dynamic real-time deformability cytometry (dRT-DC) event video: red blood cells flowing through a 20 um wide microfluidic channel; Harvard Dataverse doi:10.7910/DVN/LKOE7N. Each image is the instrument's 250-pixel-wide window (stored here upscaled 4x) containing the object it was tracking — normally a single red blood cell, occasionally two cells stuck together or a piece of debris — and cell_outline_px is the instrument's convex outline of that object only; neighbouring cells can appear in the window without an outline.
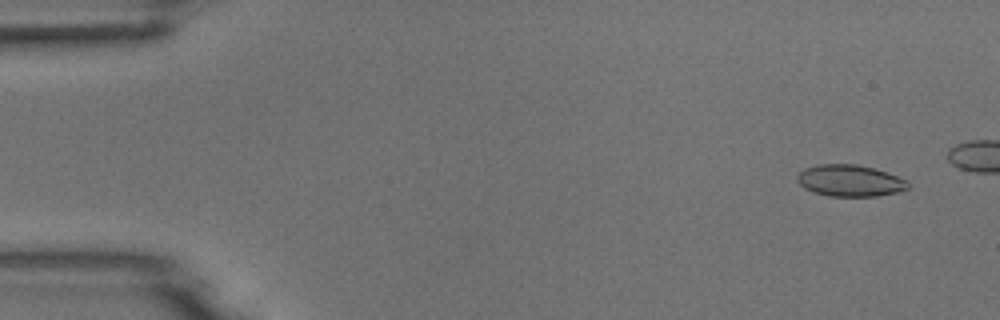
{"species": "common noctule bat (a hibernating species)", "species_latin": "Nyctalus noctula", "temperature_condition": "room temperature", "stored_images_in_passage": 8, "camera_frame_rate_fps": 3000, "um_per_image_px": 0.085, "animal": {"sex": "male", "body_mass_g": 18.8}, "frame": {"image": 1, "passage_image": 1, "time_ms": 0.0, "image_size_px": [1000, 320], "cell_outline_px": [[908, 188], [896, 192], [876, 196], [828, 196], [812, 192], [804, 188], [796, 180], [796, 176], [804, 168], [820, 164], [856, 164], [876, 168], [888, 172], [904, 180], [908, 184]], "centroid_in_image_um": [72.19, 15.35], "position_along_channel_um": 12.8, "area_um2": 20.4}}
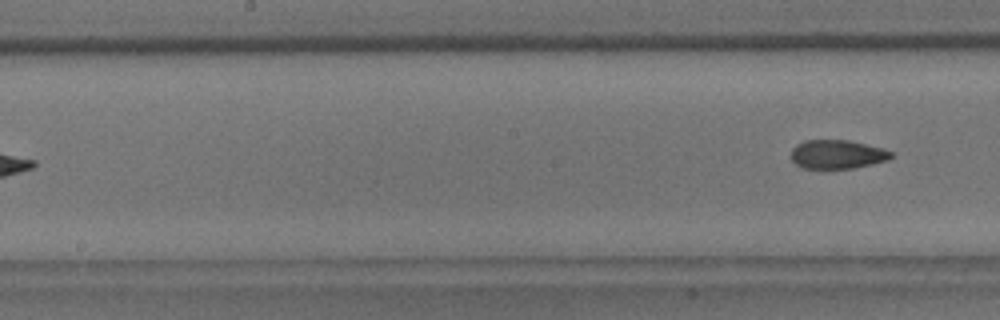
{"frame": {"image": 2, "passage_image": 8, "time_ms": 2.333, "image_size_px": [1000, 320], "cell_outline_px": [[892, 156], [888, 160], [872, 164], [852, 168], [800, 168], [792, 160], [792, 148], [796, 144], [804, 140], [848, 140], [884, 148], [892, 152]], "centroid_in_image_um": [71.16, 13.11], "position_along_channel_um": 177.0, "area_um2": 16.82}}